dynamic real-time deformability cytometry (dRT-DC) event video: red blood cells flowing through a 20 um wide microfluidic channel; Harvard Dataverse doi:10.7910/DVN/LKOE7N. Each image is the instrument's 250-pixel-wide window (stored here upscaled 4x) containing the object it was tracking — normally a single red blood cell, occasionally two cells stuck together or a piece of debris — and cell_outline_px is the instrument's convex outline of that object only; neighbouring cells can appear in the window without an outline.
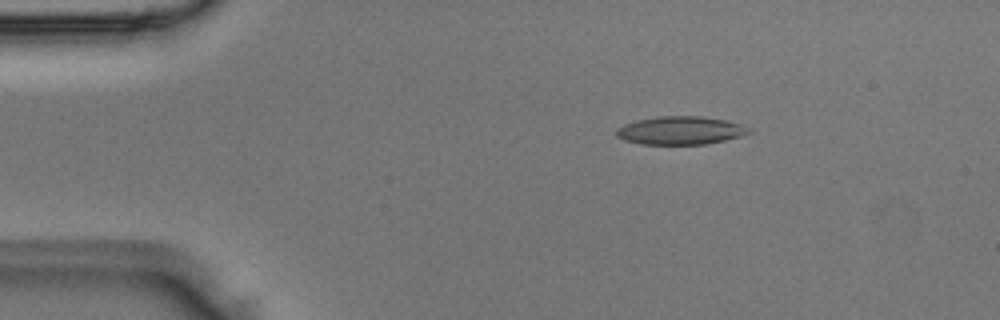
{"species": "Egyptian fruit bat (a non-hibernating species)", "species_latin": "Rousettus aegyptiacus", "temperature_condition": "room temperature", "stored_images_in_passage": 6, "camera_frame_rate_fps": 3000, "um_per_image_px": 0.085, "animal": {"sex": "male"}, "frame": {"image": 1, "passage_image": 3, "time_ms": 0.667, "image_size_px": [1000, 320], "cell_outline_px": [[752, 132], [740, 136], [724, 140], [704, 144], [640, 144], [624, 140], [616, 136], [616, 128], [624, 124], [636, 120], [656, 116], [704, 116], [724, 120], [740, 124]], "centroid_in_image_um": [57.77, 11.08], "position_along_channel_um": 27.2, "area_um2": 21.68}}
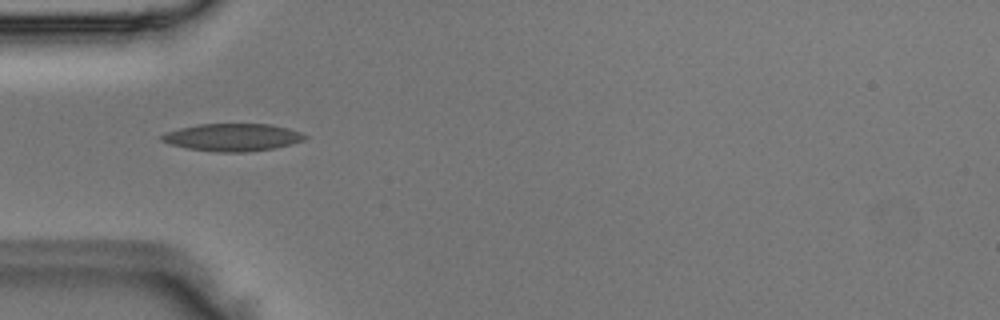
{"frame": {"image": 2, "passage_image": 5, "time_ms": 1.333, "image_size_px": [1000, 320], "cell_outline_px": [[308, 136], [304, 140], [292, 144], [276, 148], [248, 152], [216, 152], [188, 148], [172, 144], [160, 140], [160, 136], [168, 132], [180, 128], [200, 124], [272, 124], [288, 128], [300, 132]], "centroid_in_image_um": [19.82, 11.67], "position_along_channel_um": 65.2, "area_um2": 22.89}}
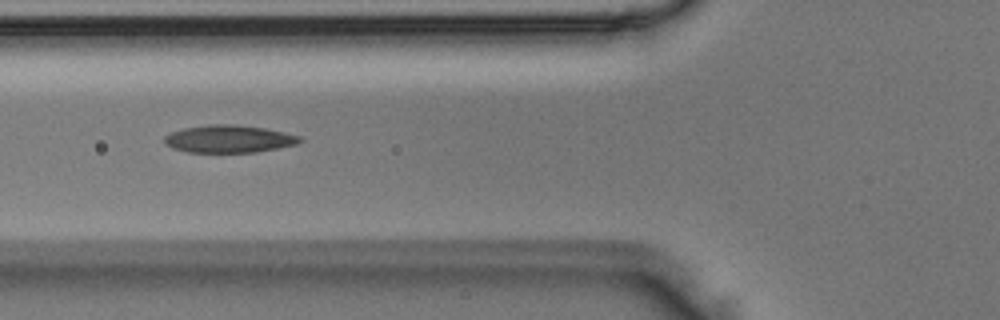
{"frame": {"image": 3, "passage_image": 6, "time_ms": 1.667, "image_size_px": [1000, 320], "cell_outline_px": [[304, 140], [296, 144], [256, 152], [188, 152], [172, 148], [164, 144], [164, 136], [172, 132], [184, 128], [208, 124], [232, 124], [264, 128], [284, 132], [300, 136]], "centroid_in_image_um": [19.44, 11.8], "position_along_channel_um": 106.4, "area_um2": 21.68}}